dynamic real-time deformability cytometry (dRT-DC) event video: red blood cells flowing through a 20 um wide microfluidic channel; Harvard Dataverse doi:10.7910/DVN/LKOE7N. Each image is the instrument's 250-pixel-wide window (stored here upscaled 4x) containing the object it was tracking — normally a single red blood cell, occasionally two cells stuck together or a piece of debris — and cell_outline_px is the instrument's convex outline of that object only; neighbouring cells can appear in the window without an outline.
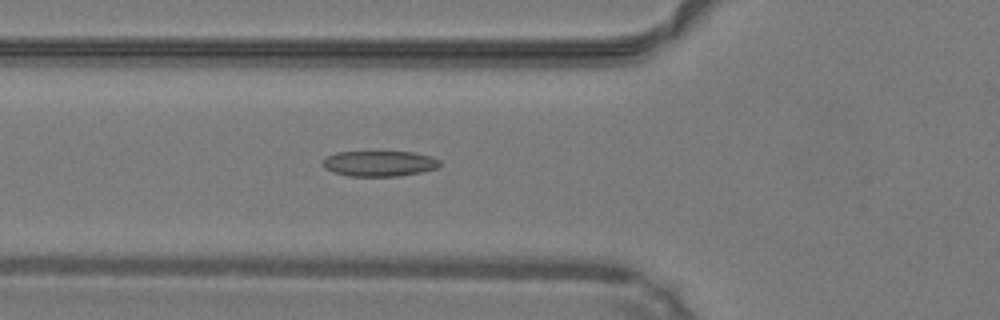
{"species": "common noctule bat (a hibernating species)", "species_latin": "Nyctalus noctula", "temperature_condition": "warm", "stored_images_in_passage": 46, "camera_frame_rate_fps": 3000, "um_per_image_px": 0.085, "animal": {"sex": "male", "body_mass_g": 19.2, "forearm_length_mm": 51.8}, "frame": {"image": 1, "passage_image": 15, "time_ms": 4.667, "image_size_px": [1000, 320], "cell_outline_px": [[440, 164], [436, 168], [420, 172], [400, 176], [348, 176], [332, 172], [324, 168], [320, 164], [328, 156], [336, 152], [412, 152], [432, 156], [440, 160]], "centroid_in_image_um": [32.22, 13.9], "position_along_channel_um": 93.6, "area_um2": 17.46}}
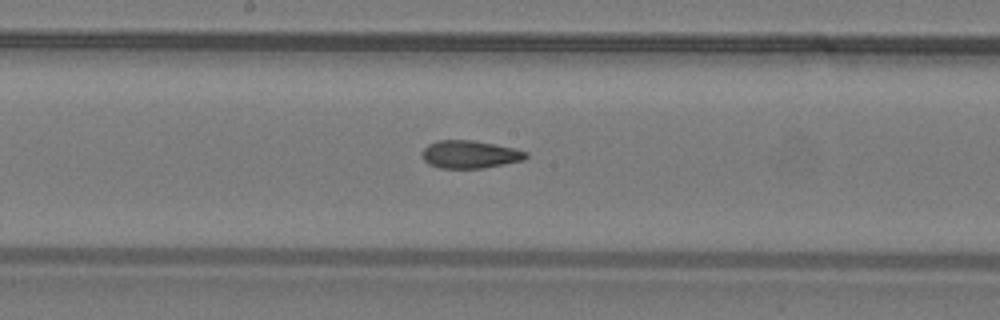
{"frame": {"image": 2, "passage_image": 23, "time_ms": 7.333, "image_size_px": [1000, 320], "cell_outline_px": [[528, 156], [524, 160], [484, 168], [440, 168], [428, 164], [424, 160], [420, 152], [428, 144], [436, 140], [472, 140], [512, 148], [528, 152]], "centroid_in_image_um": [39.9, 13.12], "position_along_channel_um": 208.3, "area_um2": 16.82}}
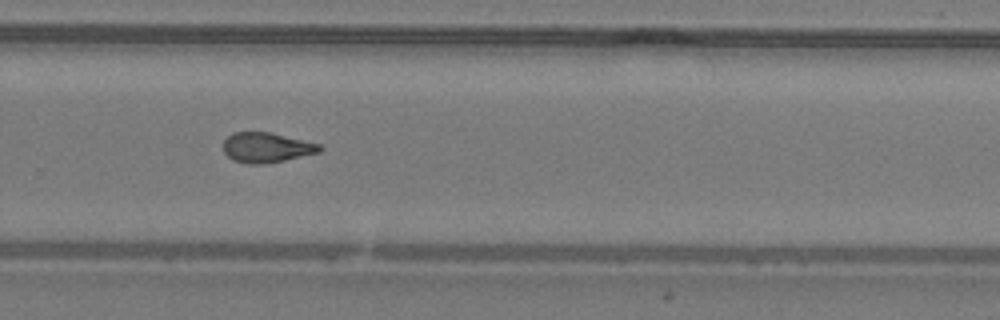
{"frame": {"image": 3, "passage_image": 30, "time_ms": 9.667, "image_size_px": [1000, 320], "cell_outline_px": [[324, 148], [320, 152], [284, 160], [264, 164], [248, 164], [232, 160], [224, 152], [224, 140], [232, 132], [268, 132], [320, 144]], "centroid_in_image_um": [22.64, 12.54], "position_along_channel_um": 307.2, "area_um2": 16.76}, "authors_computed_cell_mechanics": {"area_um2": 17.3978, "velocity_mm_per_s": 4.2716, "shape_relaxation_time_tau1_ms": 10.4725, "shape_relaxation_time_tau2_ms": 2.3769, "deformation_change_tau1": 0.2601, "deformation_change_tau2": 0.1026}}